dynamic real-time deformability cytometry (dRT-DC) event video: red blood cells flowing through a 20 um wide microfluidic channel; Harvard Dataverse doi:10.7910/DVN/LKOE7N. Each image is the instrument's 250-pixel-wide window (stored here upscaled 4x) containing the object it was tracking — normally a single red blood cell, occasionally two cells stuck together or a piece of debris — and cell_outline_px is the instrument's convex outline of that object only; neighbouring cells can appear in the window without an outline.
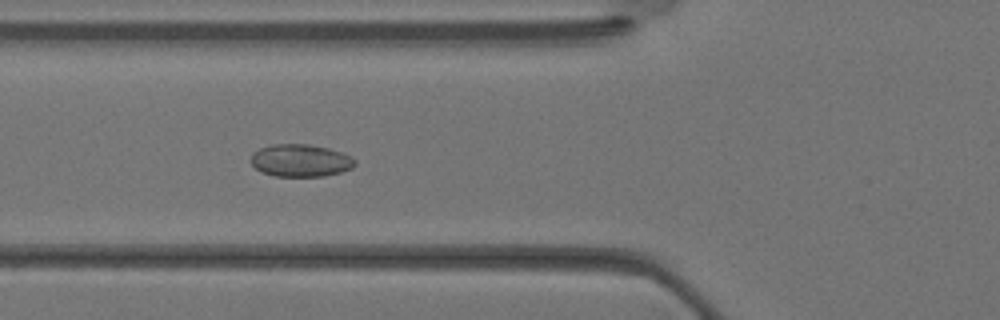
{"species": "Egyptian fruit bat (a non-hibernating species)", "species_latin": "Rousettus aegyptiacus", "temperature_condition": "warm", "stored_images_in_passage": 35, "camera_frame_rate_fps": 3000, "um_per_image_px": 0.085, "animal": {"sex": "female"}, "frame": {"image": 1, "passage_image": 13, "time_ms": 4.0, "image_size_px": [1000, 320], "cell_outline_px": [[356, 164], [352, 168], [340, 172], [324, 176], [276, 176], [264, 172], [256, 168], [252, 164], [252, 152], [260, 148], [272, 144], [308, 144], [328, 148], [352, 156], [356, 160]], "centroid_in_image_um": [25.57, 13.63], "position_along_channel_um": 100.2, "area_um2": 19.59}}
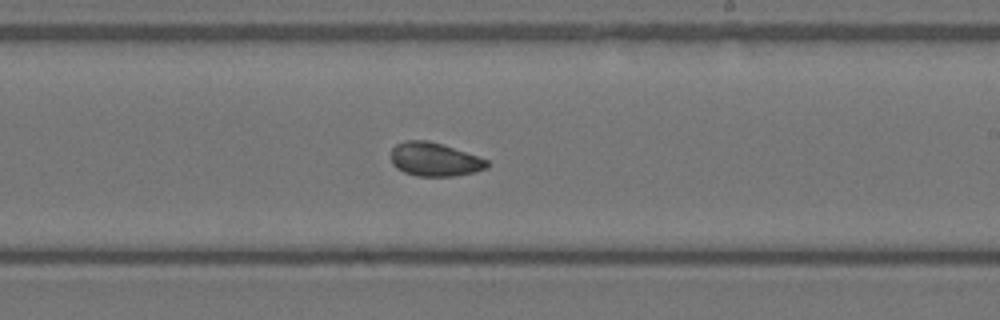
{"frame": {"image": 2, "passage_image": 21, "time_ms": 6.667, "image_size_px": [1000, 320], "cell_outline_px": [[488, 168], [476, 172], [452, 176], [416, 176], [404, 172], [396, 168], [392, 164], [392, 148], [396, 144], [404, 140], [428, 140], [488, 160]], "centroid_in_image_um": [36.91, 13.56], "position_along_channel_um": 252.1, "area_um2": 18.67}}
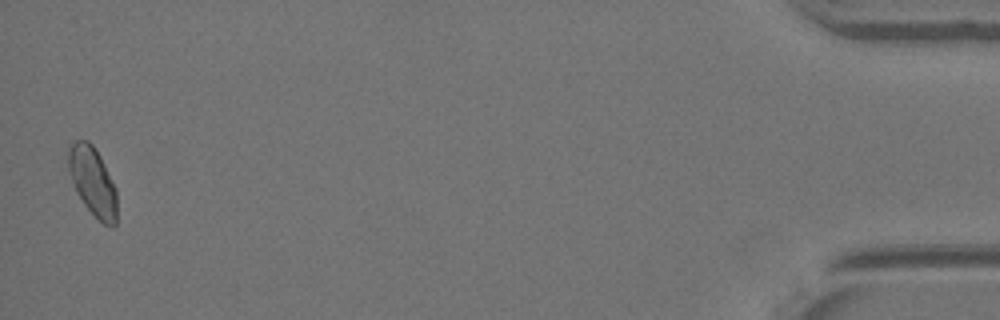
{"frame": {"image": 3, "passage_image": 35, "time_ms": 11.333, "image_size_px": [1000, 320], "cell_outline_px": [[116, 224], [112, 228], [104, 224], [84, 204], [76, 192], [68, 168], [68, 148], [76, 140], [88, 140], [96, 148], [116, 188]], "centroid_in_image_um": [7.88, 15.41], "position_along_channel_um": 427.3, "area_um2": 19.31}}